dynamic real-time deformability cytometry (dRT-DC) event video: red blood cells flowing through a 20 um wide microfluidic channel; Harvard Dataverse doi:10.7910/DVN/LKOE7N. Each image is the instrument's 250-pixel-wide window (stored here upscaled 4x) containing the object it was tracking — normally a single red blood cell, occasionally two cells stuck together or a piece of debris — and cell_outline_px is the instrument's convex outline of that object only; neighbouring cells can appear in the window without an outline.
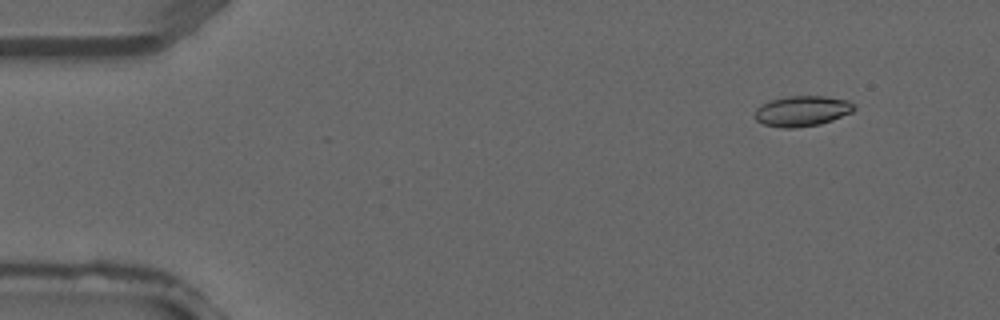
{"species": "common noctule bat (a hibernating species)", "species_latin": "Nyctalus noctula", "temperature_condition": "warm", "stored_images_in_passage": 35, "camera_frame_rate_fps": 3000, "um_per_image_px": 0.085, "animal": {"sex": "male", "forearm_length_mm": 52.5}, "frame": {"image": 1, "passage_image": 1, "time_ms": 0.0, "image_size_px": [1000, 320], "cell_outline_px": [[856, 108], [852, 112], [832, 120], [820, 124], [796, 128], [784, 128], [764, 124], [756, 120], [756, 108], [760, 104], [768, 100], [788, 96], [824, 96], [848, 100]], "centroid_in_image_um": [68.16, 9.43], "position_along_channel_um": 16.8, "area_um2": 17.63}}
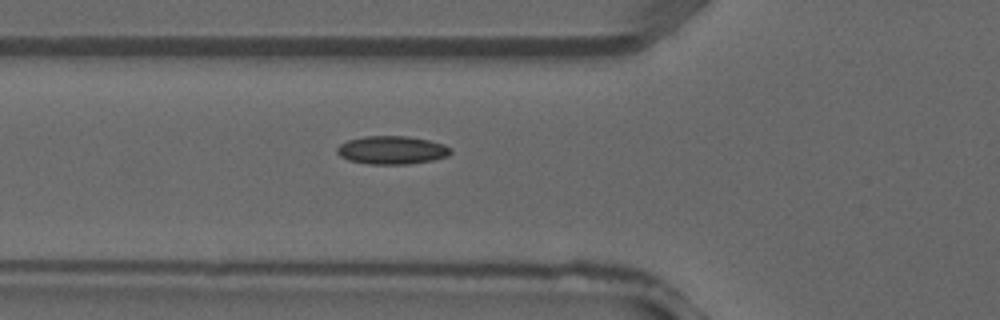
{"frame": {"image": 2, "passage_image": 11, "time_ms": 3.333, "image_size_px": [1000, 320], "cell_outline_px": [[452, 152], [448, 156], [432, 160], [408, 164], [368, 164], [348, 160], [340, 156], [336, 152], [336, 148], [340, 144], [348, 140], [364, 136], [408, 136], [428, 140], [444, 144], [452, 148]], "centroid_in_image_um": [33.31, 12.76], "position_along_channel_um": 92.5, "area_um2": 18.79}}
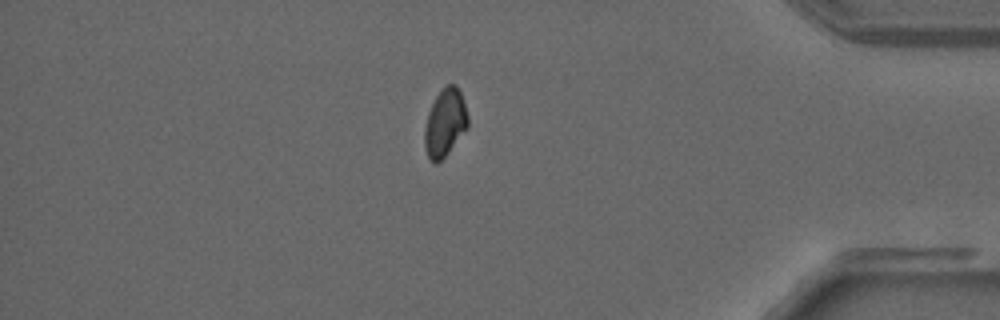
{"frame": {"image": 3, "passage_image": 30, "time_ms": 9.667, "image_size_px": [1000, 320], "cell_outline_px": [[468, 128], [444, 156], [436, 164], [428, 156], [424, 144], [424, 128], [428, 112], [436, 96], [448, 84], [456, 84], [460, 92], [468, 116]], "centroid_in_image_um": [37.82, 10.43], "position_along_channel_um": 397.4, "area_um2": 16.76}}